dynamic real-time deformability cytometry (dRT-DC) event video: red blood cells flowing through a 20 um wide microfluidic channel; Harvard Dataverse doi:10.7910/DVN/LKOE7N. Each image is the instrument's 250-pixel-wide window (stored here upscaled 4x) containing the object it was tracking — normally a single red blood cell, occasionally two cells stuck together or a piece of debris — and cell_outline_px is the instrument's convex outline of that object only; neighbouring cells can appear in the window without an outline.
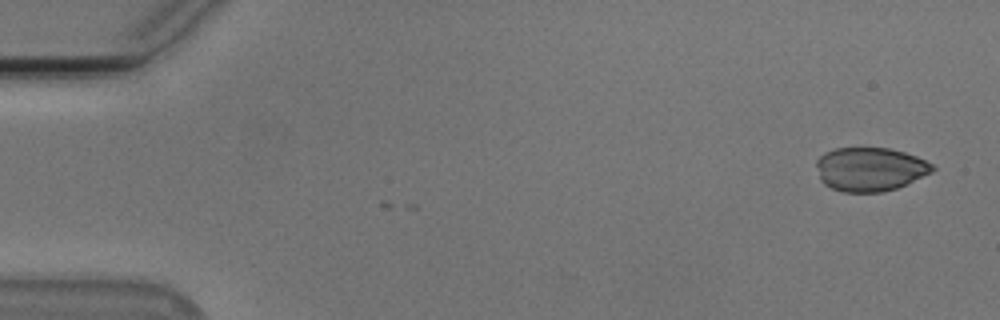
{"species": "Egyptian fruit bat (a non-hibernating species)", "species_latin": "Rousettus aegyptiacus", "temperature_condition": "cold", "stored_images_in_passage": 3, "camera_frame_rate_fps": 3000, "um_per_image_px": 0.085, "animal": {"sex": "male"}, "frame": {"image": 1, "passage_image": 1, "time_ms": 0.0, "image_size_px": [1000, 320], "cell_outline_px": [[936, 168], [932, 172], [896, 188], [880, 192], [844, 192], [832, 188], [824, 184], [820, 180], [816, 164], [816, 160], [824, 152], [836, 148], [888, 148], [904, 152], [916, 156], [932, 164]], "centroid_in_image_um": [73.93, 14.38], "position_along_channel_um": 11.1, "area_um2": 29.48}}